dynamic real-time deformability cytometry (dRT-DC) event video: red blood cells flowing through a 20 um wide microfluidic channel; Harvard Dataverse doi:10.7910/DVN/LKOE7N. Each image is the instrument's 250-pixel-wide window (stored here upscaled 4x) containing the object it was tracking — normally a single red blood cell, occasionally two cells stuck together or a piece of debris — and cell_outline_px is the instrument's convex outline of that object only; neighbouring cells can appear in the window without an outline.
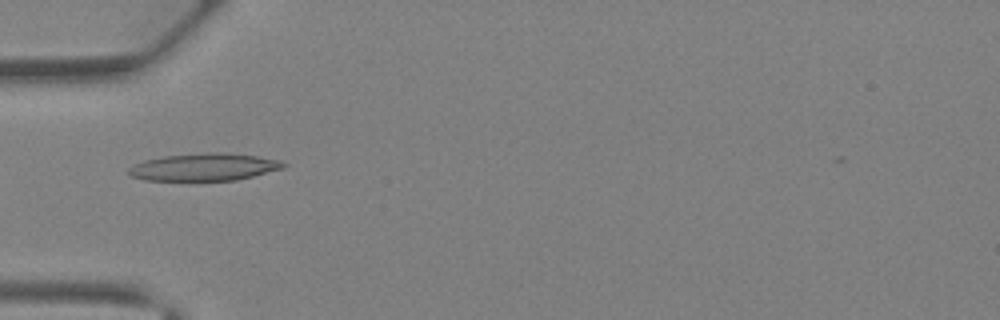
{"species": "Egyptian fruit bat (a non-hibernating species)", "species_latin": "Rousettus aegyptiacus", "temperature_condition": "warm", "stored_images_in_passage": 41, "camera_frame_rate_fps": 3000, "um_per_image_px": 0.085, "animal": {"sex": "female"}, "frame": {"image": 1, "passage_image": 14, "time_ms": 4.333, "image_size_px": [1000, 320], "cell_outline_px": [[288, 164], [284, 168], [236, 180], [144, 180], [132, 176], [128, 172], [128, 168], [132, 164], [144, 160], [164, 156], [212, 152], [224, 152], [256, 156], [280, 160]], "centroid_in_image_um": [17.35, 14.19], "position_along_channel_um": 67.7, "area_um2": 24.62}}
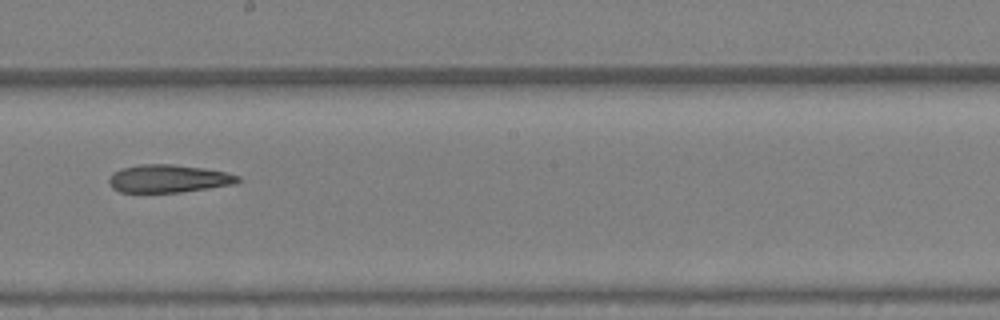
{"frame": {"image": 2, "passage_image": 24, "time_ms": 7.667, "image_size_px": [1000, 320], "cell_outline_px": [[240, 180], [236, 184], [180, 192], [120, 192], [112, 188], [108, 180], [112, 172], [120, 168], [140, 164], [172, 164], [204, 168], [224, 172], [240, 176]], "centroid_in_image_um": [14.29, 15.18], "position_along_channel_um": 233.9, "area_um2": 20.98}}
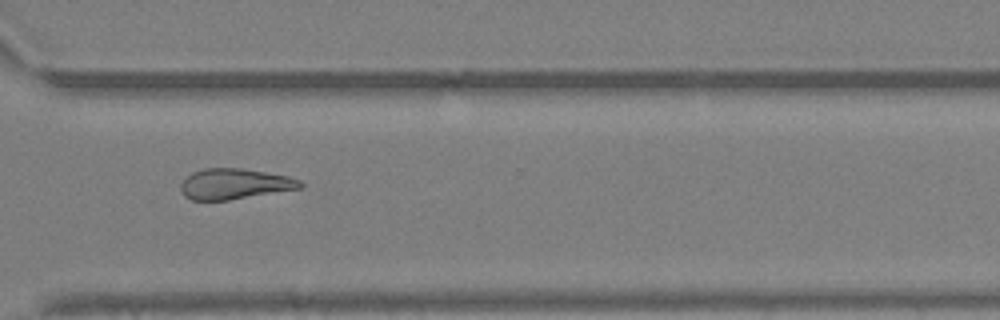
{"frame": {"image": 3, "passage_image": 31, "time_ms": 10.0, "image_size_px": [1000, 320], "cell_outline_px": [[304, 184], [300, 188], [228, 200], [192, 200], [184, 196], [180, 192], [180, 184], [192, 172], [204, 168], [240, 168], [288, 176], [300, 180]], "centroid_in_image_um": [19.9, 15.63], "position_along_channel_um": 350.7, "area_um2": 21.15}}